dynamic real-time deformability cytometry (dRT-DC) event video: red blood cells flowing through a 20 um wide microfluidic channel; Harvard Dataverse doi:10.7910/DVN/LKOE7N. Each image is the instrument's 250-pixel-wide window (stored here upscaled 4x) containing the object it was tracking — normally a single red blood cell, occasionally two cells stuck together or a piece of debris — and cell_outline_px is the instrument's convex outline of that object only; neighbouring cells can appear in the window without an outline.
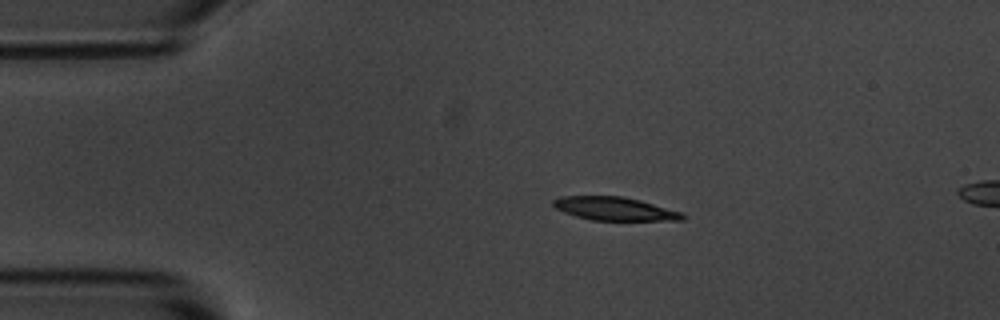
{"species": "common noctule bat (a hibernating species)", "species_latin": "Nyctalus noctula", "temperature_condition": "room temperature", "stored_images_in_passage": 5, "camera_frame_rate_fps": 3000, "um_per_image_px": 0.085, "animal": {"sex": "male", "body_mass_g": 20.1, "forearm_length_mm": 53.5}, "frame": {"image": 1, "passage_image": 3, "time_ms": 2.333, "image_size_px": [1000, 320], "cell_outline_px": [[688, 216], [684, 220], [592, 220], [576, 216], [564, 212], [556, 208], [552, 204], [552, 200], [560, 196], [624, 196], [640, 200], [684, 212]], "centroid_in_image_um": [52.29, 17.74], "position_along_channel_um": 32.7, "area_um2": 17.74}}